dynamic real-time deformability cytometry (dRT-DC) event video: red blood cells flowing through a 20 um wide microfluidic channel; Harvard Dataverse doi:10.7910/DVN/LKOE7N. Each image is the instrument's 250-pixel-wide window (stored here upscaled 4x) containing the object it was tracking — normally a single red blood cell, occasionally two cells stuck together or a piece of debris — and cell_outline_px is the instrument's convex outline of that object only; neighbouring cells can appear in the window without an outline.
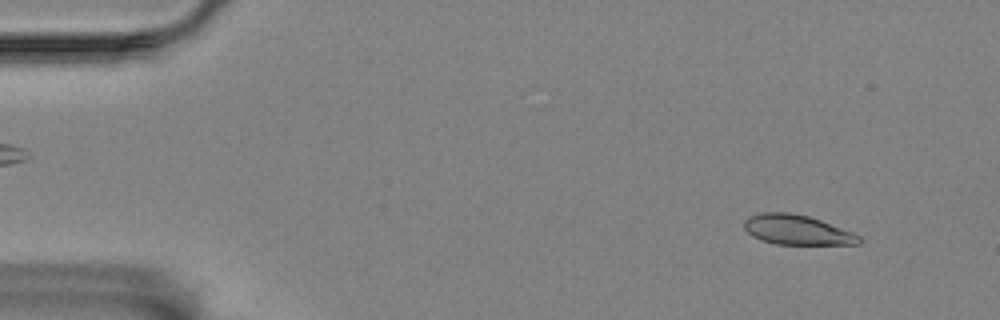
{"species": "Egyptian fruit bat (a non-hibernating species)", "species_latin": "Rousettus aegyptiacus", "temperature_condition": "room temperature", "stored_images_in_passage": 56, "camera_frame_rate_fps": 3000, "um_per_image_px": 0.085, "animal": {"sex": "female"}, "frame": {"image": 1, "passage_image": 5, "time_ms": 1.333, "image_size_px": [1000, 320], "cell_outline_px": [[860, 244], [776, 244], [752, 236], [744, 228], [744, 220], [748, 216], [760, 212], [792, 212], [808, 216], [820, 220], [852, 232], [860, 236]], "centroid_in_image_um": [67.71, 19.52], "position_along_channel_um": 17.3, "area_um2": 19.83}}
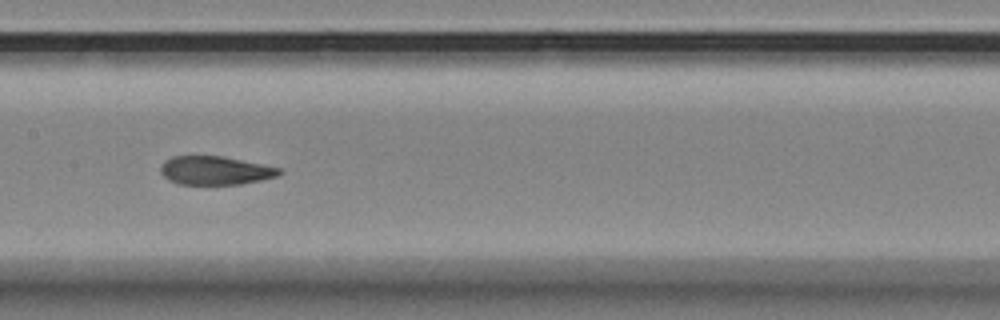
{"frame": {"image": 2, "passage_image": 28, "time_ms": 9.0, "image_size_px": [1000, 320], "cell_outline_px": [[284, 172], [276, 176], [260, 180], [240, 184], [176, 184], [168, 180], [160, 172], [160, 168], [164, 160], [172, 156], [220, 156], [280, 168]], "centroid_in_image_um": [18.24, 14.49], "position_along_channel_um": 189.2, "area_um2": 19.59}}
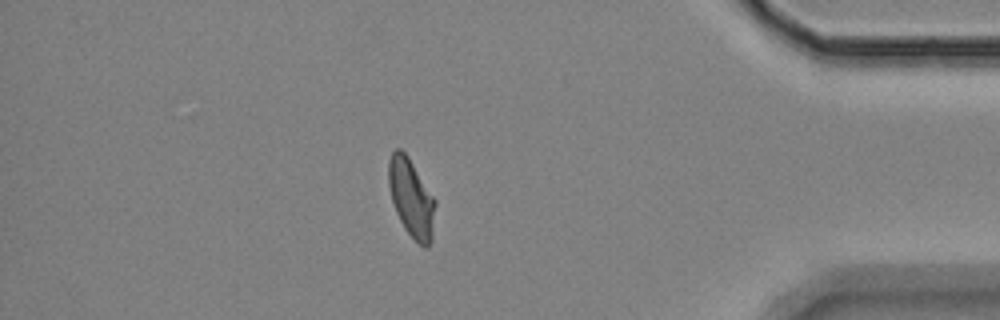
{"frame": {"image": 3, "passage_image": 49, "time_ms": 16.0, "image_size_px": [1000, 320], "cell_outline_px": [[436, 204], [432, 240], [428, 248], [424, 248], [404, 228], [396, 212], [392, 200], [388, 184], [388, 160], [392, 152], [396, 148], [400, 148], [408, 156], [436, 200]], "centroid_in_image_um": [34.97, 16.82], "position_along_channel_um": 400.2, "area_um2": 21.33}, "authors_computed_cell_mechanics": {"area_um2": 20.6924, "velocity_mm_per_s": 3.5117, "shape_relaxation_time_tau1_ms": null, "shape_relaxation_time_tau2_ms": 1.3638, "deformation_change_tau1": null, "deformation_change_tau2": 0.0628}}